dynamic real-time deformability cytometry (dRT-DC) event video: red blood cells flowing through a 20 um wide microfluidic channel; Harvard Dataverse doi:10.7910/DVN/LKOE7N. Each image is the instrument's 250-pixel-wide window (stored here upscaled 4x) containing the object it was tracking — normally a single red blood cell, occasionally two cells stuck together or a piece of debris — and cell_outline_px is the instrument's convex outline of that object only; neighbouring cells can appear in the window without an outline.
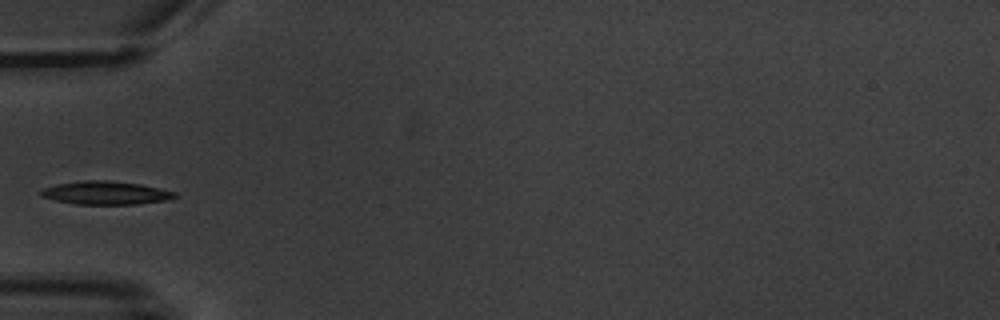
{"species": "common noctule bat (a hibernating species)", "species_latin": "Nyctalus noctula", "temperature_condition": "warm", "stored_images_in_passage": 5, "camera_frame_rate_fps": 3000, "um_per_image_px": 0.085, "animal": {"sex": "male", "body_mass_g": 20.1, "forearm_length_mm": 53.5}, "frame": {"image": 1, "passage_image": 5, "time_ms": 5.667, "image_size_px": [1000, 320], "cell_outline_px": [[176, 196], [168, 200], [136, 204], [76, 204], [56, 200], [40, 196], [40, 192], [44, 188], [56, 184], [84, 180], [108, 180], [140, 184], [176, 192]], "centroid_in_image_um": [8.98, 16.39], "position_along_channel_um": 76.0, "area_um2": 18.03}}